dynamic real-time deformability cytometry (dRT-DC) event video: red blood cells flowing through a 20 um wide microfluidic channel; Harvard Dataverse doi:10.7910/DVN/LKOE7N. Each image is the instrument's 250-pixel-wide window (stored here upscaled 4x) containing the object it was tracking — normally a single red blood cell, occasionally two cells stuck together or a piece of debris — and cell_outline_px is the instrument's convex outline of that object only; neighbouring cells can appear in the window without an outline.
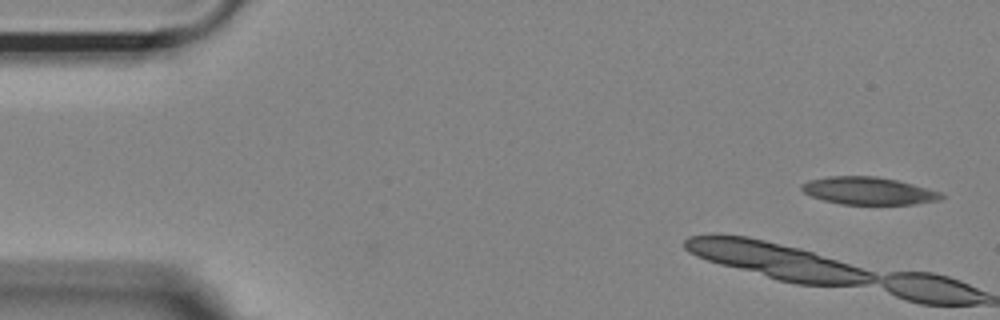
{"species": "Egyptian fruit bat (a non-hibernating species)", "species_latin": "Rousettus aegyptiacus", "temperature_condition": "room temperature", "stored_images_in_passage": 5, "camera_frame_rate_fps": 3000, "um_per_image_px": 0.085, "animal": {"sex": "female"}, "frame": {"image": 1, "passage_image": 1, "time_ms": 0.0, "image_size_px": [1000, 320], "cell_outline_px": [[944, 196], [940, 200], [912, 204], [840, 204], [824, 200], [812, 196], [804, 192], [800, 188], [800, 184], [808, 180], [828, 176], [876, 176], [896, 180], [912, 184], [940, 192]], "centroid_in_image_um": [73.77, 16.21], "position_along_channel_um": 11.2, "area_um2": 22.25}}